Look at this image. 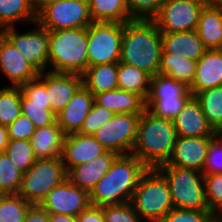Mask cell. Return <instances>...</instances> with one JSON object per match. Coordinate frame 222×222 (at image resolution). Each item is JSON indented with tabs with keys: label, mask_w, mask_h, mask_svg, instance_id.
Segmentation results:
<instances>
[{
	"label": "cell",
	"mask_w": 222,
	"mask_h": 222,
	"mask_svg": "<svg viewBox=\"0 0 222 222\" xmlns=\"http://www.w3.org/2000/svg\"><path fill=\"white\" fill-rule=\"evenodd\" d=\"M83 85V76L46 71V88L51 110L57 115Z\"/></svg>",
	"instance_id": "ffe728a7"
},
{
	"label": "cell",
	"mask_w": 222,
	"mask_h": 222,
	"mask_svg": "<svg viewBox=\"0 0 222 222\" xmlns=\"http://www.w3.org/2000/svg\"><path fill=\"white\" fill-rule=\"evenodd\" d=\"M191 97H163L146 99V109L154 116L173 120Z\"/></svg>",
	"instance_id": "74e56055"
},
{
	"label": "cell",
	"mask_w": 222,
	"mask_h": 222,
	"mask_svg": "<svg viewBox=\"0 0 222 222\" xmlns=\"http://www.w3.org/2000/svg\"><path fill=\"white\" fill-rule=\"evenodd\" d=\"M147 169L136 156L119 155L89 193L91 205L102 207L130 202L141 176Z\"/></svg>",
	"instance_id": "7a4b0ae2"
},
{
	"label": "cell",
	"mask_w": 222,
	"mask_h": 222,
	"mask_svg": "<svg viewBox=\"0 0 222 222\" xmlns=\"http://www.w3.org/2000/svg\"><path fill=\"white\" fill-rule=\"evenodd\" d=\"M181 137L217 136L216 130L206 119L199 102L192 96L172 120Z\"/></svg>",
	"instance_id": "e0dca14e"
},
{
	"label": "cell",
	"mask_w": 222,
	"mask_h": 222,
	"mask_svg": "<svg viewBox=\"0 0 222 222\" xmlns=\"http://www.w3.org/2000/svg\"><path fill=\"white\" fill-rule=\"evenodd\" d=\"M50 222H78L77 216L49 213Z\"/></svg>",
	"instance_id": "681fc988"
},
{
	"label": "cell",
	"mask_w": 222,
	"mask_h": 222,
	"mask_svg": "<svg viewBox=\"0 0 222 222\" xmlns=\"http://www.w3.org/2000/svg\"><path fill=\"white\" fill-rule=\"evenodd\" d=\"M197 32L207 49H220L222 46V10L206 4L200 13Z\"/></svg>",
	"instance_id": "484cf974"
},
{
	"label": "cell",
	"mask_w": 222,
	"mask_h": 222,
	"mask_svg": "<svg viewBox=\"0 0 222 222\" xmlns=\"http://www.w3.org/2000/svg\"><path fill=\"white\" fill-rule=\"evenodd\" d=\"M162 50L161 32L153 20L124 23L119 62L135 66L152 77L159 74Z\"/></svg>",
	"instance_id": "6da1fadb"
},
{
	"label": "cell",
	"mask_w": 222,
	"mask_h": 222,
	"mask_svg": "<svg viewBox=\"0 0 222 222\" xmlns=\"http://www.w3.org/2000/svg\"><path fill=\"white\" fill-rule=\"evenodd\" d=\"M222 172V137L216 136L210 145L203 174Z\"/></svg>",
	"instance_id": "bcb514c9"
},
{
	"label": "cell",
	"mask_w": 222,
	"mask_h": 222,
	"mask_svg": "<svg viewBox=\"0 0 222 222\" xmlns=\"http://www.w3.org/2000/svg\"><path fill=\"white\" fill-rule=\"evenodd\" d=\"M21 115V88L7 86L0 89V125L8 126Z\"/></svg>",
	"instance_id": "d6a6232c"
},
{
	"label": "cell",
	"mask_w": 222,
	"mask_h": 222,
	"mask_svg": "<svg viewBox=\"0 0 222 222\" xmlns=\"http://www.w3.org/2000/svg\"><path fill=\"white\" fill-rule=\"evenodd\" d=\"M92 22L88 0H62L48 4L36 18V23L49 31L87 28Z\"/></svg>",
	"instance_id": "9c48e42d"
},
{
	"label": "cell",
	"mask_w": 222,
	"mask_h": 222,
	"mask_svg": "<svg viewBox=\"0 0 222 222\" xmlns=\"http://www.w3.org/2000/svg\"><path fill=\"white\" fill-rule=\"evenodd\" d=\"M130 203L146 222H159L174 208L168 182L156 168L141 176Z\"/></svg>",
	"instance_id": "5b68a950"
},
{
	"label": "cell",
	"mask_w": 222,
	"mask_h": 222,
	"mask_svg": "<svg viewBox=\"0 0 222 222\" xmlns=\"http://www.w3.org/2000/svg\"><path fill=\"white\" fill-rule=\"evenodd\" d=\"M207 0H164L153 19L161 33L197 30Z\"/></svg>",
	"instance_id": "8fae6325"
},
{
	"label": "cell",
	"mask_w": 222,
	"mask_h": 222,
	"mask_svg": "<svg viewBox=\"0 0 222 222\" xmlns=\"http://www.w3.org/2000/svg\"><path fill=\"white\" fill-rule=\"evenodd\" d=\"M118 89L140 95L145 101L150 91L151 76L135 66L118 62Z\"/></svg>",
	"instance_id": "f1b7e54d"
},
{
	"label": "cell",
	"mask_w": 222,
	"mask_h": 222,
	"mask_svg": "<svg viewBox=\"0 0 222 222\" xmlns=\"http://www.w3.org/2000/svg\"><path fill=\"white\" fill-rule=\"evenodd\" d=\"M207 4L213 8L222 10V0H207Z\"/></svg>",
	"instance_id": "f5cc1de1"
},
{
	"label": "cell",
	"mask_w": 222,
	"mask_h": 222,
	"mask_svg": "<svg viewBox=\"0 0 222 222\" xmlns=\"http://www.w3.org/2000/svg\"><path fill=\"white\" fill-rule=\"evenodd\" d=\"M177 137L172 120L154 116L146 109L141 114L131 154L147 168H157L170 159Z\"/></svg>",
	"instance_id": "3957f363"
},
{
	"label": "cell",
	"mask_w": 222,
	"mask_h": 222,
	"mask_svg": "<svg viewBox=\"0 0 222 222\" xmlns=\"http://www.w3.org/2000/svg\"><path fill=\"white\" fill-rule=\"evenodd\" d=\"M197 61L171 53H161L159 73L172 77L191 87Z\"/></svg>",
	"instance_id": "f546056e"
},
{
	"label": "cell",
	"mask_w": 222,
	"mask_h": 222,
	"mask_svg": "<svg viewBox=\"0 0 222 222\" xmlns=\"http://www.w3.org/2000/svg\"><path fill=\"white\" fill-rule=\"evenodd\" d=\"M48 64L52 72L83 75L88 68L87 28L49 31Z\"/></svg>",
	"instance_id": "277c9868"
},
{
	"label": "cell",
	"mask_w": 222,
	"mask_h": 222,
	"mask_svg": "<svg viewBox=\"0 0 222 222\" xmlns=\"http://www.w3.org/2000/svg\"><path fill=\"white\" fill-rule=\"evenodd\" d=\"M115 113L107 108L100 107L95 102L87 117L84 119L81 130L78 132L83 135H93L99 127L111 119Z\"/></svg>",
	"instance_id": "7bdbcfd3"
},
{
	"label": "cell",
	"mask_w": 222,
	"mask_h": 222,
	"mask_svg": "<svg viewBox=\"0 0 222 222\" xmlns=\"http://www.w3.org/2000/svg\"><path fill=\"white\" fill-rule=\"evenodd\" d=\"M124 23L92 22L87 27L88 66L120 61Z\"/></svg>",
	"instance_id": "ba28073f"
},
{
	"label": "cell",
	"mask_w": 222,
	"mask_h": 222,
	"mask_svg": "<svg viewBox=\"0 0 222 222\" xmlns=\"http://www.w3.org/2000/svg\"><path fill=\"white\" fill-rule=\"evenodd\" d=\"M215 137L178 136L170 159L162 165H173L203 172L211 142Z\"/></svg>",
	"instance_id": "5bb4252c"
},
{
	"label": "cell",
	"mask_w": 222,
	"mask_h": 222,
	"mask_svg": "<svg viewBox=\"0 0 222 222\" xmlns=\"http://www.w3.org/2000/svg\"><path fill=\"white\" fill-rule=\"evenodd\" d=\"M83 85L93 94L118 89V62L88 66Z\"/></svg>",
	"instance_id": "d4e9b609"
},
{
	"label": "cell",
	"mask_w": 222,
	"mask_h": 222,
	"mask_svg": "<svg viewBox=\"0 0 222 222\" xmlns=\"http://www.w3.org/2000/svg\"><path fill=\"white\" fill-rule=\"evenodd\" d=\"M103 214L105 222H143L130 202L105 205Z\"/></svg>",
	"instance_id": "b9f144b4"
},
{
	"label": "cell",
	"mask_w": 222,
	"mask_h": 222,
	"mask_svg": "<svg viewBox=\"0 0 222 222\" xmlns=\"http://www.w3.org/2000/svg\"><path fill=\"white\" fill-rule=\"evenodd\" d=\"M94 103V95L82 85L67 105L56 115L65 135L78 133Z\"/></svg>",
	"instance_id": "ac0fdd59"
},
{
	"label": "cell",
	"mask_w": 222,
	"mask_h": 222,
	"mask_svg": "<svg viewBox=\"0 0 222 222\" xmlns=\"http://www.w3.org/2000/svg\"><path fill=\"white\" fill-rule=\"evenodd\" d=\"M67 179L61 157L37 159L23 173L19 195L31 205H40L47 194Z\"/></svg>",
	"instance_id": "52a82bcc"
},
{
	"label": "cell",
	"mask_w": 222,
	"mask_h": 222,
	"mask_svg": "<svg viewBox=\"0 0 222 222\" xmlns=\"http://www.w3.org/2000/svg\"><path fill=\"white\" fill-rule=\"evenodd\" d=\"M163 97H192V93L185 83L159 73L151 77L147 99H162Z\"/></svg>",
	"instance_id": "1f68e13d"
},
{
	"label": "cell",
	"mask_w": 222,
	"mask_h": 222,
	"mask_svg": "<svg viewBox=\"0 0 222 222\" xmlns=\"http://www.w3.org/2000/svg\"><path fill=\"white\" fill-rule=\"evenodd\" d=\"M35 129L33 122L27 116L21 114L7 126L9 140H30Z\"/></svg>",
	"instance_id": "f6af8a7d"
},
{
	"label": "cell",
	"mask_w": 222,
	"mask_h": 222,
	"mask_svg": "<svg viewBox=\"0 0 222 222\" xmlns=\"http://www.w3.org/2000/svg\"><path fill=\"white\" fill-rule=\"evenodd\" d=\"M8 143L9 136L7 127L0 125V153L5 152Z\"/></svg>",
	"instance_id": "f907efd6"
},
{
	"label": "cell",
	"mask_w": 222,
	"mask_h": 222,
	"mask_svg": "<svg viewBox=\"0 0 222 222\" xmlns=\"http://www.w3.org/2000/svg\"><path fill=\"white\" fill-rule=\"evenodd\" d=\"M37 13L32 0H0V32L18 21L35 23Z\"/></svg>",
	"instance_id": "83f0119b"
},
{
	"label": "cell",
	"mask_w": 222,
	"mask_h": 222,
	"mask_svg": "<svg viewBox=\"0 0 222 222\" xmlns=\"http://www.w3.org/2000/svg\"><path fill=\"white\" fill-rule=\"evenodd\" d=\"M23 222H50L49 213L40 205H31Z\"/></svg>",
	"instance_id": "c3c4849f"
},
{
	"label": "cell",
	"mask_w": 222,
	"mask_h": 222,
	"mask_svg": "<svg viewBox=\"0 0 222 222\" xmlns=\"http://www.w3.org/2000/svg\"><path fill=\"white\" fill-rule=\"evenodd\" d=\"M94 102L115 114H142L146 110V101L140 95L122 89L96 94L94 95Z\"/></svg>",
	"instance_id": "603a6c76"
},
{
	"label": "cell",
	"mask_w": 222,
	"mask_h": 222,
	"mask_svg": "<svg viewBox=\"0 0 222 222\" xmlns=\"http://www.w3.org/2000/svg\"><path fill=\"white\" fill-rule=\"evenodd\" d=\"M20 88L32 103L50 104L46 88V72H41L38 77L22 84Z\"/></svg>",
	"instance_id": "ee69618b"
},
{
	"label": "cell",
	"mask_w": 222,
	"mask_h": 222,
	"mask_svg": "<svg viewBox=\"0 0 222 222\" xmlns=\"http://www.w3.org/2000/svg\"><path fill=\"white\" fill-rule=\"evenodd\" d=\"M159 222H219L210 211L173 208Z\"/></svg>",
	"instance_id": "60d3db41"
},
{
	"label": "cell",
	"mask_w": 222,
	"mask_h": 222,
	"mask_svg": "<svg viewBox=\"0 0 222 222\" xmlns=\"http://www.w3.org/2000/svg\"><path fill=\"white\" fill-rule=\"evenodd\" d=\"M156 169L168 182L174 208L210 211L203 172L173 165H160Z\"/></svg>",
	"instance_id": "8992f818"
},
{
	"label": "cell",
	"mask_w": 222,
	"mask_h": 222,
	"mask_svg": "<svg viewBox=\"0 0 222 222\" xmlns=\"http://www.w3.org/2000/svg\"><path fill=\"white\" fill-rule=\"evenodd\" d=\"M204 186L210 212L222 221V172L204 174Z\"/></svg>",
	"instance_id": "f35d334b"
},
{
	"label": "cell",
	"mask_w": 222,
	"mask_h": 222,
	"mask_svg": "<svg viewBox=\"0 0 222 222\" xmlns=\"http://www.w3.org/2000/svg\"><path fill=\"white\" fill-rule=\"evenodd\" d=\"M208 122L217 130L222 125V85L204 89L194 95Z\"/></svg>",
	"instance_id": "4dcf8cb0"
},
{
	"label": "cell",
	"mask_w": 222,
	"mask_h": 222,
	"mask_svg": "<svg viewBox=\"0 0 222 222\" xmlns=\"http://www.w3.org/2000/svg\"><path fill=\"white\" fill-rule=\"evenodd\" d=\"M91 205L88 191L74 185L68 178L54 187L40 203L48 213L78 216Z\"/></svg>",
	"instance_id": "4fadbf2b"
},
{
	"label": "cell",
	"mask_w": 222,
	"mask_h": 222,
	"mask_svg": "<svg viewBox=\"0 0 222 222\" xmlns=\"http://www.w3.org/2000/svg\"><path fill=\"white\" fill-rule=\"evenodd\" d=\"M65 134L57 121L50 126L37 128L31 137V145L37 159L61 157Z\"/></svg>",
	"instance_id": "cb8c5ba5"
},
{
	"label": "cell",
	"mask_w": 222,
	"mask_h": 222,
	"mask_svg": "<svg viewBox=\"0 0 222 222\" xmlns=\"http://www.w3.org/2000/svg\"><path fill=\"white\" fill-rule=\"evenodd\" d=\"M30 206L19 194L0 195V222H23Z\"/></svg>",
	"instance_id": "d590c367"
},
{
	"label": "cell",
	"mask_w": 222,
	"mask_h": 222,
	"mask_svg": "<svg viewBox=\"0 0 222 222\" xmlns=\"http://www.w3.org/2000/svg\"><path fill=\"white\" fill-rule=\"evenodd\" d=\"M106 150L93 135L73 133L64 137L61 158L68 172L72 167L93 160Z\"/></svg>",
	"instance_id": "2e32d148"
},
{
	"label": "cell",
	"mask_w": 222,
	"mask_h": 222,
	"mask_svg": "<svg viewBox=\"0 0 222 222\" xmlns=\"http://www.w3.org/2000/svg\"><path fill=\"white\" fill-rule=\"evenodd\" d=\"M161 38L162 53H171L198 61L207 50L197 30L161 33Z\"/></svg>",
	"instance_id": "7402d4cb"
},
{
	"label": "cell",
	"mask_w": 222,
	"mask_h": 222,
	"mask_svg": "<svg viewBox=\"0 0 222 222\" xmlns=\"http://www.w3.org/2000/svg\"><path fill=\"white\" fill-rule=\"evenodd\" d=\"M217 136L222 137V125L216 130Z\"/></svg>",
	"instance_id": "db71d44e"
},
{
	"label": "cell",
	"mask_w": 222,
	"mask_h": 222,
	"mask_svg": "<svg viewBox=\"0 0 222 222\" xmlns=\"http://www.w3.org/2000/svg\"><path fill=\"white\" fill-rule=\"evenodd\" d=\"M118 156V153L106 150L93 160L72 167L67 172V178L74 185L90 193L96 183L108 172Z\"/></svg>",
	"instance_id": "d6986e66"
},
{
	"label": "cell",
	"mask_w": 222,
	"mask_h": 222,
	"mask_svg": "<svg viewBox=\"0 0 222 222\" xmlns=\"http://www.w3.org/2000/svg\"><path fill=\"white\" fill-rule=\"evenodd\" d=\"M222 85V51L220 49H207L197 61L196 72L190 87L194 96L207 88Z\"/></svg>",
	"instance_id": "44dd1931"
},
{
	"label": "cell",
	"mask_w": 222,
	"mask_h": 222,
	"mask_svg": "<svg viewBox=\"0 0 222 222\" xmlns=\"http://www.w3.org/2000/svg\"><path fill=\"white\" fill-rule=\"evenodd\" d=\"M164 0H126L132 20H153Z\"/></svg>",
	"instance_id": "ab89813d"
},
{
	"label": "cell",
	"mask_w": 222,
	"mask_h": 222,
	"mask_svg": "<svg viewBox=\"0 0 222 222\" xmlns=\"http://www.w3.org/2000/svg\"><path fill=\"white\" fill-rule=\"evenodd\" d=\"M88 6L93 22L132 21L126 0H88Z\"/></svg>",
	"instance_id": "4316f807"
},
{
	"label": "cell",
	"mask_w": 222,
	"mask_h": 222,
	"mask_svg": "<svg viewBox=\"0 0 222 222\" xmlns=\"http://www.w3.org/2000/svg\"><path fill=\"white\" fill-rule=\"evenodd\" d=\"M59 1L62 0H32L36 13H38L43 7L47 6L48 4Z\"/></svg>",
	"instance_id": "816d5d0a"
},
{
	"label": "cell",
	"mask_w": 222,
	"mask_h": 222,
	"mask_svg": "<svg viewBox=\"0 0 222 222\" xmlns=\"http://www.w3.org/2000/svg\"><path fill=\"white\" fill-rule=\"evenodd\" d=\"M21 114L27 116L35 128L53 125L56 121V114L51 110L50 104L32 103L21 91Z\"/></svg>",
	"instance_id": "e575fe53"
},
{
	"label": "cell",
	"mask_w": 222,
	"mask_h": 222,
	"mask_svg": "<svg viewBox=\"0 0 222 222\" xmlns=\"http://www.w3.org/2000/svg\"><path fill=\"white\" fill-rule=\"evenodd\" d=\"M78 222H105L103 206L90 205L77 216Z\"/></svg>",
	"instance_id": "7dc6e473"
},
{
	"label": "cell",
	"mask_w": 222,
	"mask_h": 222,
	"mask_svg": "<svg viewBox=\"0 0 222 222\" xmlns=\"http://www.w3.org/2000/svg\"><path fill=\"white\" fill-rule=\"evenodd\" d=\"M5 152L23 173L27 172L37 160L30 140H9Z\"/></svg>",
	"instance_id": "8d00e7d4"
},
{
	"label": "cell",
	"mask_w": 222,
	"mask_h": 222,
	"mask_svg": "<svg viewBox=\"0 0 222 222\" xmlns=\"http://www.w3.org/2000/svg\"><path fill=\"white\" fill-rule=\"evenodd\" d=\"M29 32L20 34L15 27L3 29L1 33L15 46V48L30 62L40 73L47 70L49 30L40 26Z\"/></svg>",
	"instance_id": "7c38bea8"
},
{
	"label": "cell",
	"mask_w": 222,
	"mask_h": 222,
	"mask_svg": "<svg viewBox=\"0 0 222 222\" xmlns=\"http://www.w3.org/2000/svg\"><path fill=\"white\" fill-rule=\"evenodd\" d=\"M0 71L12 83L11 86L19 87L40 74L1 32Z\"/></svg>",
	"instance_id": "9a60e30c"
},
{
	"label": "cell",
	"mask_w": 222,
	"mask_h": 222,
	"mask_svg": "<svg viewBox=\"0 0 222 222\" xmlns=\"http://www.w3.org/2000/svg\"><path fill=\"white\" fill-rule=\"evenodd\" d=\"M23 172L10 160L6 152L0 153V195L18 194Z\"/></svg>",
	"instance_id": "836d02e7"
},
{
	"label": "cell",
	"mask_w": 222,
	"mask_h": 222,
	"mask_svg": "<svg viewBox=\"0 0 222 222\" xmlns=\"http://www.w3.org/2000/svg\"><path fill=\"white\" fill-rule=\"evenodd\" d=\"M141 114L116 113L93 134L103 147L119 155L132 153Z\"/></svg>",
	"instance_id": "30bf717a"
}]
</instances>
